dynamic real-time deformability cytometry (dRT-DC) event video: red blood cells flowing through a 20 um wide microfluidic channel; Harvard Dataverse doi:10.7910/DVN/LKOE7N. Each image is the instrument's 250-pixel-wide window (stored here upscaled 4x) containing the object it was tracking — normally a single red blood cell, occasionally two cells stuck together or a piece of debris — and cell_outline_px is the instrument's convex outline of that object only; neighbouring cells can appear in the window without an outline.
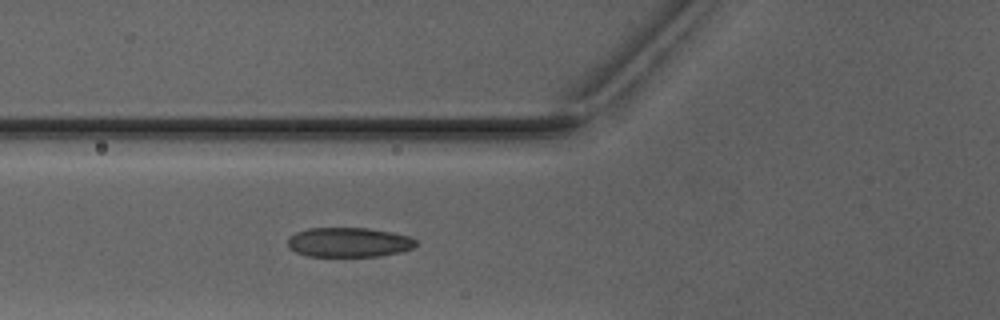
{"species": "Egyptian fruit bat (a non-hibernating species)", "species_latin": "Rousettus aegyptiacus", "temperature_condition": "warm", "stored_images_in_passage": 6, "camera_frame_rate_fps": 3000, "um_per_image_px": 0.085, "animal": {"sex": "male"}, "frame": {"image": 1, "passage_image": 6, "time_ms": 5.667, "image_size_px": [1000, 320], "cell_outline_px": [[416, 244], [412, 248], [400, 252], [380, 256], [308, 256], [296, 252], [288, 248], [288, 236], [296, 232], [308, 228], [368, 228], [392, 232], [408, 236], [416, 240]], "centroid_in_image_um": [29.62, 20.59], "position_along_channel_um": 96.2, "area_um2": 22.14}}